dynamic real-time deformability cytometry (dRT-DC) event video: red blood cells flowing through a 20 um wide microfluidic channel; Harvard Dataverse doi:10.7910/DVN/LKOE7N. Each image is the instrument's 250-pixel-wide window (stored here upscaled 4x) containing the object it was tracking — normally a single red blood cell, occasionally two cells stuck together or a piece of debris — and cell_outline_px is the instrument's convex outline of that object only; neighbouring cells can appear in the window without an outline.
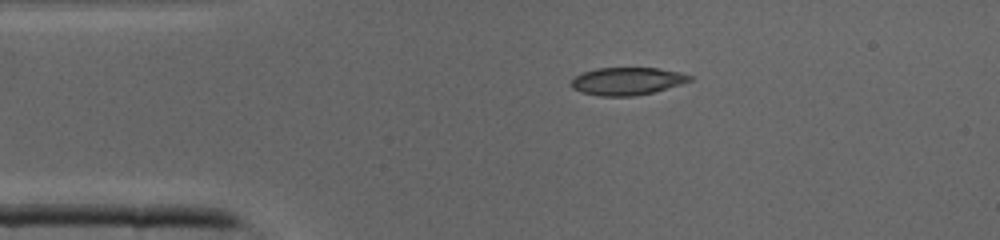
{"species": "common noctule bat (a hibernating species)", "species_latin": "Nyctalus noctula", "temperature_condition": "cold", "stored_images_in_passage": 34, "camera_frame_rate_fps": 3000, "um_per_image_px": 0.085, "animal": {"sex": "male", "body_mass_g": 19.0, "forearm_length_mm": 50.8}, "frame": {"image": 1, "passage_image": 1, "time_ms": 0.0, "image_size_px": [1000, 240], "cell_outline_px": [[692, 80], [680, 84], [652, 92], [632, 96], [600, 96], [580, 92], [572, 88], [568, 84], [576, 76], [584, 72], [596, 68], [656, 68], [680, 72], [692, 76]], "centroid_in_image_um": [53.26, 6.9], "position_along_channel_um": 31.7, "area_um2": 18.96}}
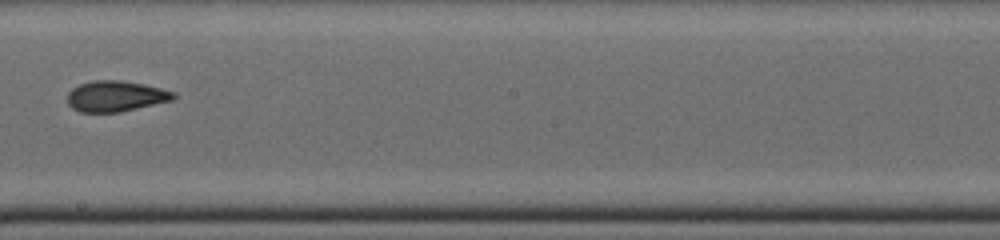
{"frame": {"image": 2, "passage_image": 16, "time_ms": 5.0, "image_size_px": [1000, 240], "cell_outline_px": [[176, 96], [172, 100], [120, 112], [80, 112], [72, 108], [68, 104], [68, 92], [72, 88], [80, 84], [92, 80], [120, 80], [144, 84], [176, 92]], "centroid_in_image_um": [9.82, 8.17], "position_along_channel_um": 238.4, "area_um2": 19.02}}
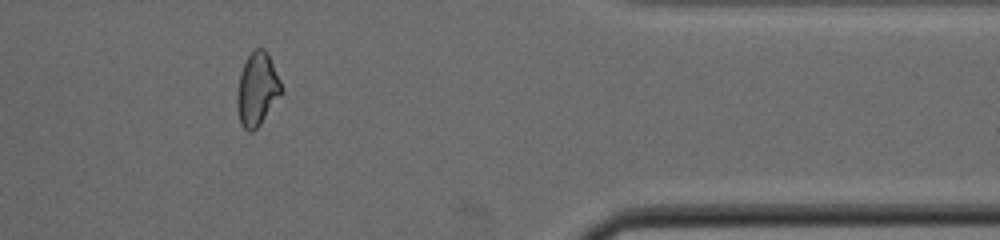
{"frame": {"image": 3, "passage_image": 27, "time_ms": 8.667, "image_size_px": [1000, 240], "cell_outline_px": [[284, 92], [260, 124], [252, 132], [248, 132], [240, 124], [236, 104], [236, 96], [240, 72], [248, 56], [256, 48], [264, 48], [268, 52], [284, 88]], "centroid_in_image_um": [21.88, 7.59], "position_along_channel_um": 389.5, "area_um2": 19.19}}